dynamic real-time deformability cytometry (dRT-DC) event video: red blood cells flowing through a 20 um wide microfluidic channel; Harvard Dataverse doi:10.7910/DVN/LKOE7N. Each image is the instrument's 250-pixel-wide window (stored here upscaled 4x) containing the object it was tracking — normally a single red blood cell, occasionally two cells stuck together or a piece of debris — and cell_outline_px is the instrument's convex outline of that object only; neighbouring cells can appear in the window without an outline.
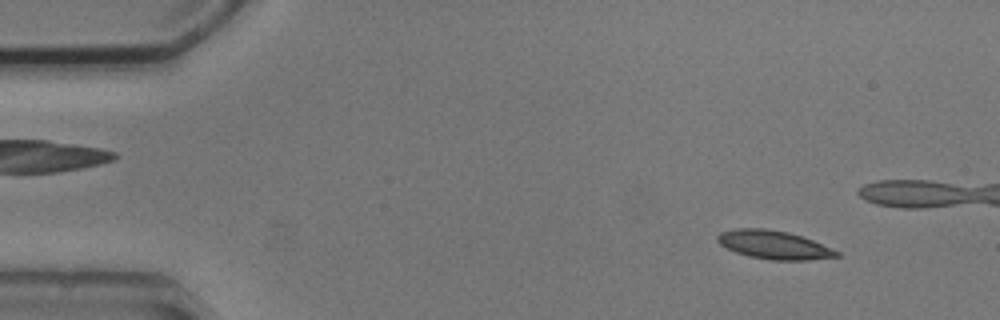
{"species": "common noctule bat (a hibernating species)", "species_latin": "Nyctalus noctula", "temperature_condition": "cold", "stored_images_in_passage": 5, "camera_frame_rate_fps": 3000, "um_per_image_px": 0.085, "animal": {"sex": "male", "body_mass_g": 20.5, "forearm_length_mm": 52.5}, "frame": {"image": 1, "passage_image": 2, "time_ms": 1.333, "image_size_px": [1000, 320], "cell_outline_px": [[840, 256], [808, 260], [772, 260], [752, 256], [736, 252], [720, 244], [716, 240], [716, 236], [720, 232], [736, 228], [764, 228], [788, 232], [812, 240], [840, 252]], "centroid_in_image_um": [65.76, 20.8], "position_along_channel_um": 19.2, "area_um2": 19.54}}